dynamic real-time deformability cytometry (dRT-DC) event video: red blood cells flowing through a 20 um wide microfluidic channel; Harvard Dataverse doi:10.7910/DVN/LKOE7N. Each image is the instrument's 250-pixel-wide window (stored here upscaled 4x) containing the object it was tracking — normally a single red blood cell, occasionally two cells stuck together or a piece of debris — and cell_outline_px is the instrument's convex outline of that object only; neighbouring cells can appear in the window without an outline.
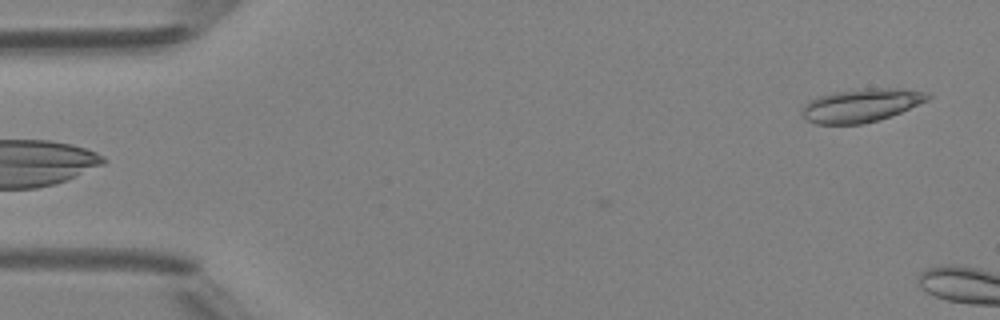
{"species": "Egyptian fruit bat (a non-hibernating species)", "species_latin": "Rousettus aegyptiacus", "temperature_condition": "room temperature", "stored_images_in_passage": 11, "camera_frame_rate_fps": 3000, "um_per_image_px": 0.085, "animal": {"sex": "female"}, "frame": {"image": 1, "passage_image": 1, "time_ms": 0.0, "image_size_px": [1000, 320], "cell_outline_px": [[932, 96], [928, 100], [900, 112], [864, 124], [816, 124], [804, 120], [804, 104], [808, 100], [816, 96], [832, 92], [860, 88], [904, 88], [924, 92]], "centroid_in_image_um": [73.17, 8.94], "position_along_channel_um": 11.8, "area_um2": 24.45}}